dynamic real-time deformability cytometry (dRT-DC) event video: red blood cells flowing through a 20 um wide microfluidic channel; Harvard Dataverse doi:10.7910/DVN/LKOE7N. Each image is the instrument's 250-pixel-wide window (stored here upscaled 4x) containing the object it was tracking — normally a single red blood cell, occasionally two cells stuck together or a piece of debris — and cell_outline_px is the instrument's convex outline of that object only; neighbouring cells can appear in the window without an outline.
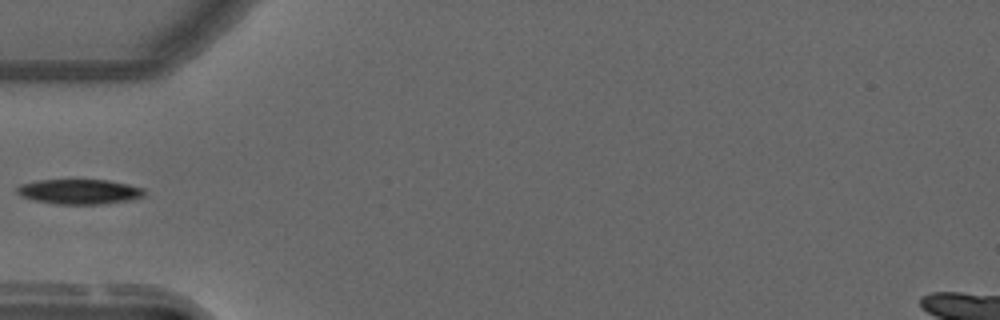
{"species": "common noctule bat (a hibernating species)", "species_latin": "Nyctalus noctula", "temperature_condition": "warm", "stored_images_in_passage": 38, "camera_frame_rate_fps": 3000, "um_per_image_px": 0.085, "animal": {"sex": "male", "forearm_length_mm": 52.5}, "frame": {"image": 1, "passage_image": 1, "time_ms": 0.0, "image_size_px": [1000, 320], "cell_outline_px": [[144, 196], [128, 200], [108, 204], [56, 204], [32, 200], [20, 196], [16, 192], [16, 188], [20, 184], [36, 180], [108, 180], [128, 184], [144, 188]], "centroid_in_image_um": [6.71, 16.29], "position_along_channel_um": 78.3, "area_um2": 18.67}}
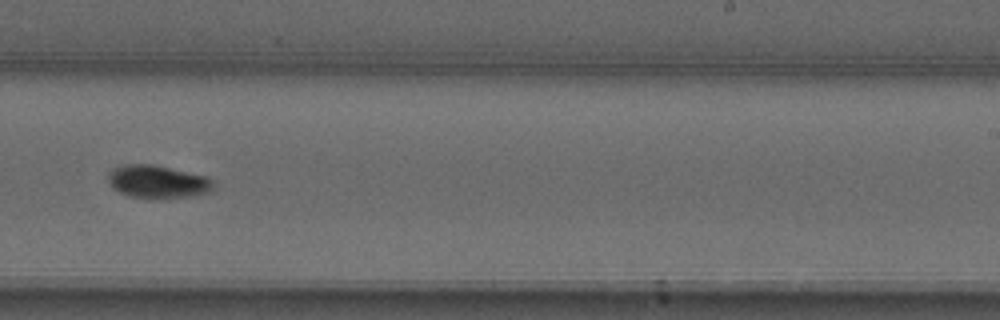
{"frame": {"image": 2, "passage_image": 17, "time_ms": 5.333, "image_size_px": [1000, 320], "cell_outline_px": [[216, 188], [208, 192], [196, 196], [164, 200], [148, 200], [128, 196], [120, 192], [108, 180], [108, 172], [112, 168], [128, 164], [152, 164], [208, 176], [212, 180]], "centroid_in_image_um": [13.46, 15.48], "position_along_channel_um": 275.5, "area_um2": 20.87}}
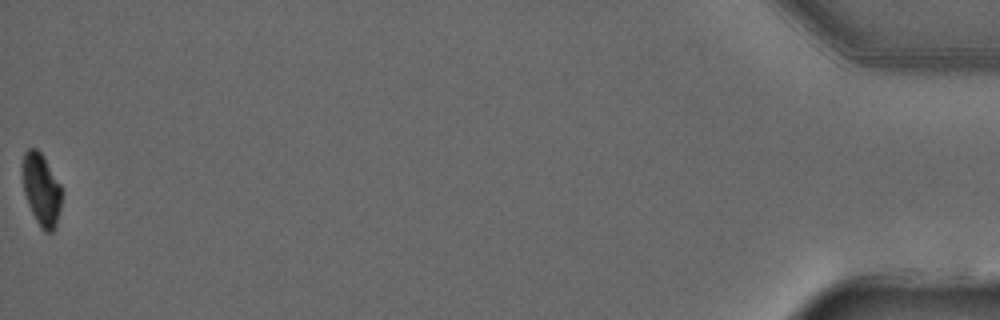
{"frame": {"image": 3, "passage_image": 38, "time_ms": 12.333, "image_size_px": [1000, 320], "cell_outline_px": [[64, 192], [56, 224], [52, 232], [44, 232], [40, 228], [28, 204], [24, 192], [20, 164], [24, 152], [28, 148], [36, 148], [44, 156], [60, 184]], "centroid_in_image_um": [3.5, 16.07], "position_along_channel_um": 431.7, "area_um2": 16.94}}